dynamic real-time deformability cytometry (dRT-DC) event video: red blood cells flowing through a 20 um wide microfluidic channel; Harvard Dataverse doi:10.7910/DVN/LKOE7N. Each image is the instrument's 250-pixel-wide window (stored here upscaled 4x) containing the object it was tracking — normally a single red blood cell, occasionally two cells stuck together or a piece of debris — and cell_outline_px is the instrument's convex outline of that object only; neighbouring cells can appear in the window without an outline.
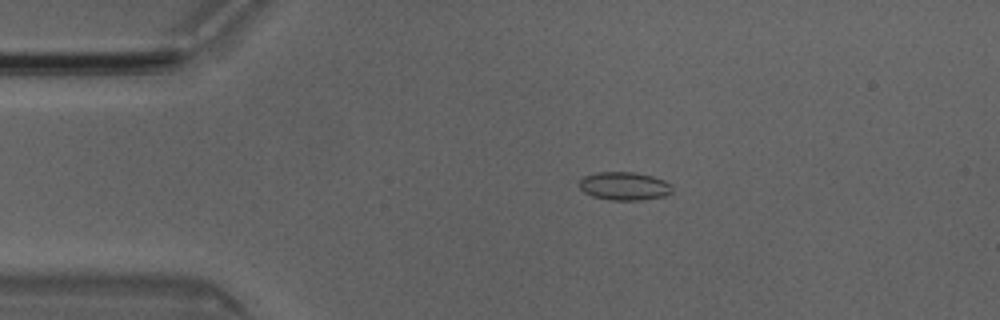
{"species": "Egyptian fruit bat (a non-hibernating species)", "species_latin": "Rousettus aegyptiacus", "temperature_condition": "room temperature", "stored_images_in_passage": 4, "camera_frame_rate_fps": 3000, "um_per_image_px": 0.085, "animal": {"sex": "male"}, "frame": {"image": 1, "passage_image": 3, "time_ms": 0.667, "image_size_px": [1000, 320], "cell_outline_px": [[672, 192], [664, 196], [640, 200], [608, 200], [592, 196], [584, 192], [580, 188], [580, 180], [584, 176], [596, 172], [632, 172], [652, 176], [664, 180], [672, 184]], "centroid_in_image_um": [53.07, 15.82], "position_along_channel_um": 31.9, "area_um2": 15.32}}